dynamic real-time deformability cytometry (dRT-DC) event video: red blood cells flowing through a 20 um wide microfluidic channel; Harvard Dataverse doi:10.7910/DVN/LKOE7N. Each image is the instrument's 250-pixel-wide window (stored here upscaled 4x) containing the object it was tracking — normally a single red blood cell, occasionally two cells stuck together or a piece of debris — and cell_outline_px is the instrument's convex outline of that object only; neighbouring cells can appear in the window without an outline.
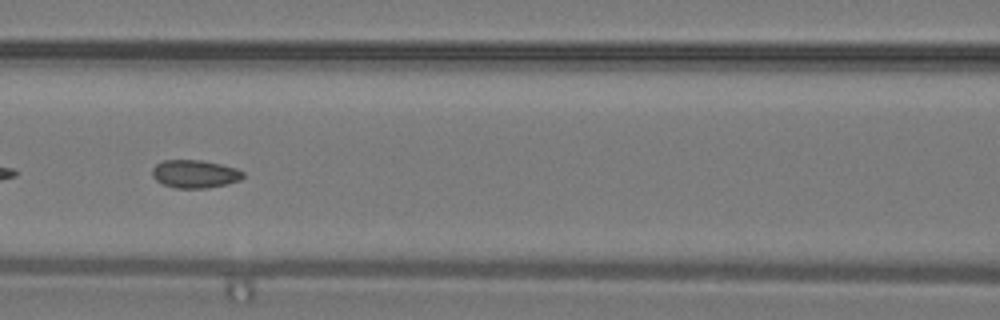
{"species": "common noctule bat (a hibernating species)", "species_latin": "Nyctalus noctula", "temperature_condition": "warm", "stored_images_in_passage": 49, "camera_frame_rate_fps": 3000, "um_per_image_px": 0.085, "animal": {"sex": "male", "body_mass_g": 19.2, "forearm_length_mm": 51.8}, "frame": {"image": 1, "passage_image": 21, "time_ms": 6.667, "image_size_px": [1000, 320], "cell_outline_px": [[244, 176], [240, 180], [224, 184], [204, 188], [176, 188], [164, 184], [156, 180], [152, 176], [152, 168], [156, 164], [164, 160], [200, 160], [220, 164], [236, 168], [244, 172]], "centroid_in_image_um": [16.54, 14.77], "position_along_channel_um": 150.1, "area_um2": 14.68}, "authors_computed_cell_mechanics": {"area_um2": 15.0858, "velocity_mm_per_s": 4.2478, "shape_relaxation_time_tau1_ms": null, "shape_relaxation_time_tau2_ms": 3.283, "deformation_change_tau1": null, "deformation_change_tau2": 0.0758}}